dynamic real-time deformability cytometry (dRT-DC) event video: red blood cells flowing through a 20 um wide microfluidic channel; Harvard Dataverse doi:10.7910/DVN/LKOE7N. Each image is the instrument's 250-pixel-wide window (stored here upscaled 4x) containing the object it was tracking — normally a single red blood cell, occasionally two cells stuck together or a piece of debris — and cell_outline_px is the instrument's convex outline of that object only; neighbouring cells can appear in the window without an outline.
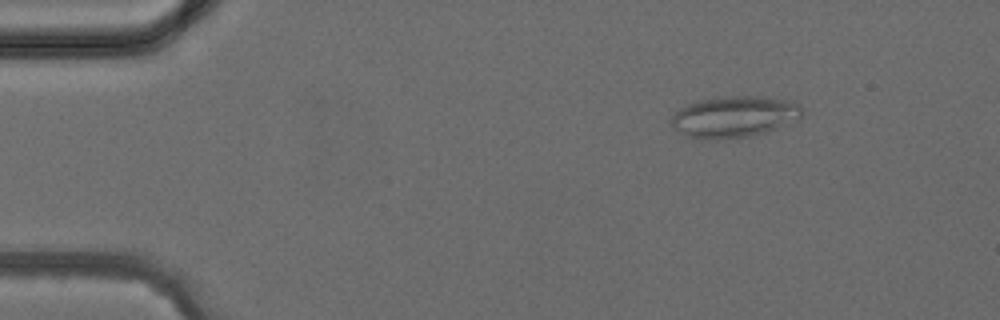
{"species": "common noctule bat (a hibernating species)", "species_latin": "Nyctalus noctula", "temperature_condition": "cold", "stored_images_in_passage": 3, "camera_frame_rate_fps": 3000, "um_per_image_px": 0.085, "animal": {"sex": "female", "body_mass_g": 24.6, "forearm_length_mm": 56.2}, "frame": {"image": 1, "passage_image": 2, "time_ms": 1.333, "image_size_px": [1000, 320], "cell_outline_px": [[804, 116], [776, 128], [764, 132], [748, 136], [716, 140], [688, 136], [672, 128], [672, 116], [680, 108], [688, 104], [704, 100], [728, 96], [764, 96], [796, 100], [804, 108]], "centroid_in_image_um": [62.49, 9.9], "position_along_channel_um": 22.5, "area_um2": 31.5}}